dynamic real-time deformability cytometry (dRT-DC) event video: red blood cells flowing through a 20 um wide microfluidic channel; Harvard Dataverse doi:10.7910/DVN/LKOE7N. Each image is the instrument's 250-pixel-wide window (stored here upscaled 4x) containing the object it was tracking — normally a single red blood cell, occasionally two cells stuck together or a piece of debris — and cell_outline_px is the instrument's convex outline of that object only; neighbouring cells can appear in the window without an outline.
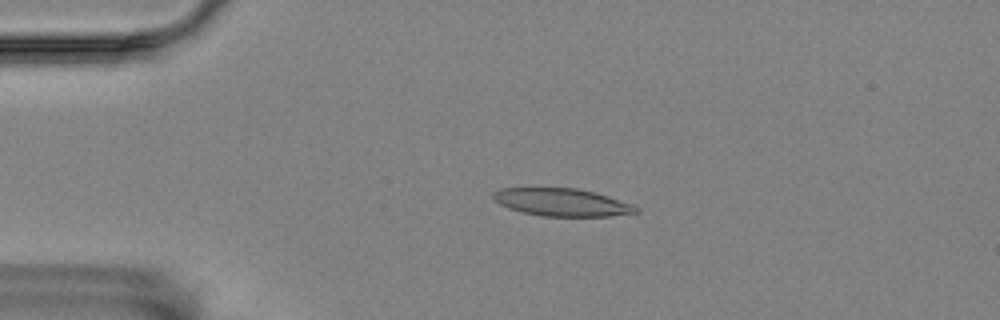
{"species": "Egyptian fruit bat (a non-hibernating species)", "species_latin": "Rousettus aegyptiacus", "temperature_condition": "room temperature", "stored_images_in_passage": 19, "camera_frame_rate_fps": 3000, "um_per_image_px": 0.085, "animal": {"sex": "female"}, "frame": {"image": 1, "passage_image": 11, "time_ms": 3.333, "image_size_px": [1000, 320], "cell_outline_px": [[640, 212], [612, 216], [540, 216], [508, 208], [500, 204], [492, 196], [492, 192], [500, 188], [576, 188], [608, 196], [632, 204], [640, 208]], "centroid_in_image_um": [47.78, 17.2], "position_along_channel_um": 37.2, "area_um2": 22.95}}